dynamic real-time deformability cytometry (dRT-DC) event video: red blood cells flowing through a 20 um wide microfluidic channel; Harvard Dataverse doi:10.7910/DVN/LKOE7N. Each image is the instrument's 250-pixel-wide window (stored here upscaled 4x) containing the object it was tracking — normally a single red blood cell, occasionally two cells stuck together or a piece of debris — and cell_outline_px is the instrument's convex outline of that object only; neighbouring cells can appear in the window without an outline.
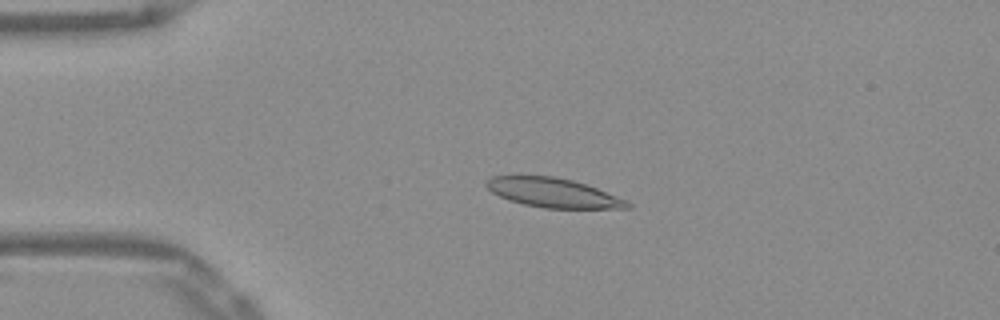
{"species": "Egyptian fruit bat (a non-hibernating species)", "species_latin": "Rousettus aegyptiacus", "temperature_condition": "warm", "stored_images_in_passage": 48, "camera_frame_rate_fps": 3000, "um_per_image_px": 0.085, "frame": {"image": 1, "passage_image": 8, "time_ms": 2.333, "image_size_px": [1000, 320], "cell_outline_px": [[632, 208], [544, 208], [524, 204], [508, 200], [492, 192], [484, 184], [492, 176], [552, 176], [572, 180], [596, 188], [624, 200], [632, 204]], "centroid_in_image_um": [46.98, 16.39], "position_along_channel_um": 38.0, "area_um2": 23.64}}
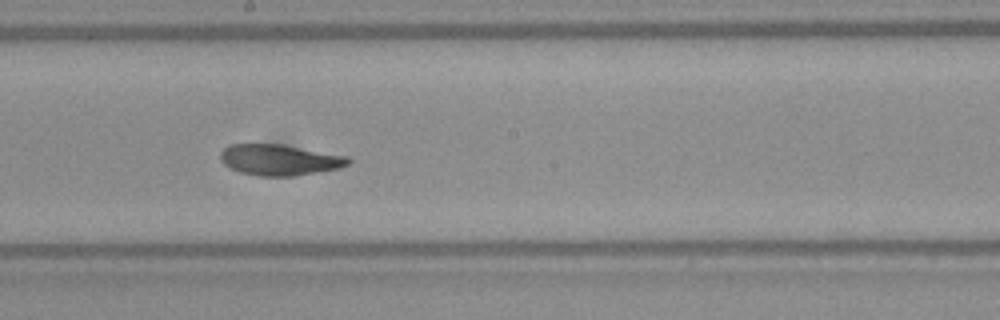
{"frame": {"image": 2, "passage_image": 25, "time_ms": 8.0, "image_size_px": [1000, 320], "cell_outline_px": [[352, 160], [348, 164], [340, 168], [292, 176], [260, 176], [240, 172], [224, 164], [220, 156], [220, 152], [228, 144], [280, 144], [348, 156]], "centroid_in_image_um": [23.76, 13.58], "position_along_channel_um": 224.4, "area_um2": 22.89}}
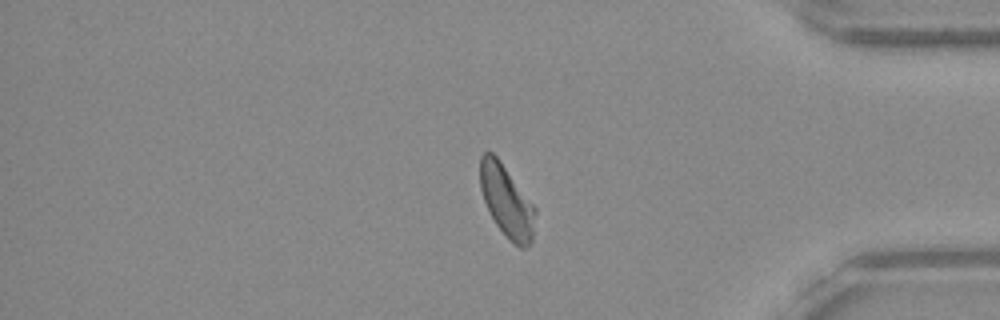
{"frame": {"image": 3, "passage_image": 40, "time_ms": 13.0, "image_size_px": [1000, 320], "cell_outline_px": [[536, 212], [532, 244], [524, 248], [520, 248], [512, 244], [508, 240], [496, 224], [484, 200], [480, 188], [480, 156], [484, 152], [492, 152], [496, 156], [536, 208]], "centroid_in_image_um": [43.08, 17.15], "position_along_channel_um": 392.1, "area_um2": 23.0}, "authors_computed_cell_mechanics": {"area_um2": 23.3801, "velocity_mm_per_s": 3.859, "shape_relaxation_time_tau1_ms": 10.7563, "shape_relaxation_time_tau2_ms": 1.5456, "deformation_change_tau1": 0.231, "deformation_change_tau2": 0.07}}